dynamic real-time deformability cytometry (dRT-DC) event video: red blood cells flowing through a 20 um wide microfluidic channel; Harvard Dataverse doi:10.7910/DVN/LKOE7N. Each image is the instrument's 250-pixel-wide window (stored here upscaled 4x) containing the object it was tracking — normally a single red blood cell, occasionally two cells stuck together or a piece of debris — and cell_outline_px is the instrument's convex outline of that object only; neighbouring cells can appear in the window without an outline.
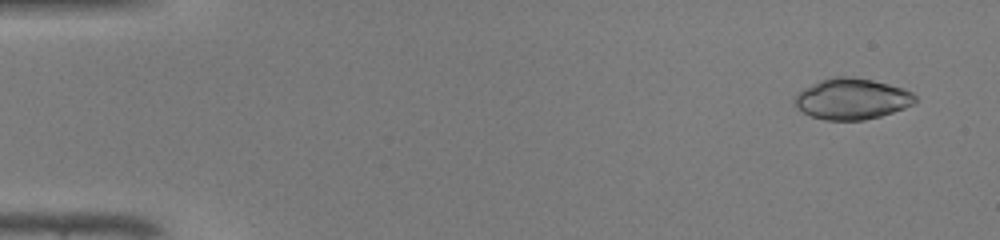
{"species": "common noctule bat (a hibernating species)", "species_latin": "Nyctalus noctula", "temperature_condition": "warm", "stored_images_in_passage": 47, "camera_frame_rate_fps": 3000, "um_per_image_px": 0.085, "animal": {"sex": "male", "body_mass_g": 19.0, "forearm_length_mm": 50.8}, "frame": {"image": 1, "passage_image": 3, "time_ms": 0.667, "image_size_px": [1000, 240], "cell_outline_px": [[916, 100], [912, 104], [904, 108], [880, 116], [864, 120], [824, 120], [812, 116], [796, 108], [792, 100], [804, 88], [820, 80], [832, 76], [848, 76], [872, 80], [904, 88], [912, 92], [916, 96]], "centroid_in_image_um": [72.39, 8.4], "position_along_channel_um": 12.6, "area_um2": 28.73}}
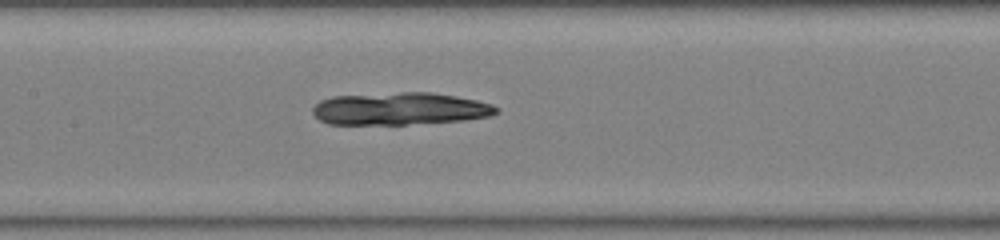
{"frame": {"image": 2, "passage_image": 23, "time_ms": 7.333, "image_size_px": [1000, 240], "cell_outline_px": [[500, 112], [492, 116], [464, 120], [404, 124], [328, 124], [320, 120], [312, 112], [312, 108], [320, 100], [332, 96], [400, 92], [432, 92], [456, 96], [476, 100], [492, 104], [500, 108]], "centroid_in_image_um": [34.02, 9.23], "position_along_channel_um": 173.4, "area_um2": 34.85}}
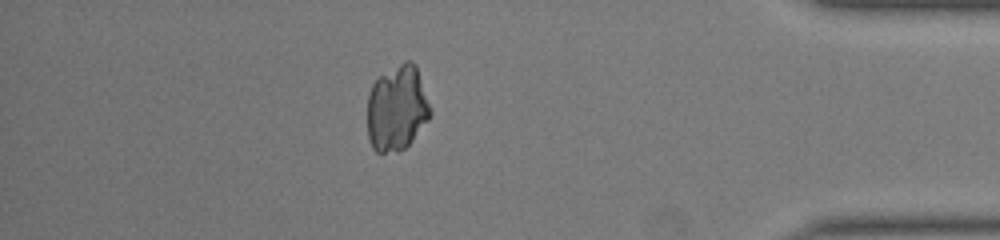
{"frame": {"image": 3, "passage_image": 41, "time_ms": 13.333, "image_size_px": [1000, 240], "cell_outline_px": [[432, 112], [428, 120], [412, 140], [404, 148], [396, 152], [376, 152], [372, 148], [368, 136], [368, 96], [372, 84], [380, 76], [404, 60], [412, 60], [416, 64], [432, 108]], "centroid_in_image_um": [33.76, 9.18], "position_along_channel_um": 401.4, "area_um2": 31.56}}